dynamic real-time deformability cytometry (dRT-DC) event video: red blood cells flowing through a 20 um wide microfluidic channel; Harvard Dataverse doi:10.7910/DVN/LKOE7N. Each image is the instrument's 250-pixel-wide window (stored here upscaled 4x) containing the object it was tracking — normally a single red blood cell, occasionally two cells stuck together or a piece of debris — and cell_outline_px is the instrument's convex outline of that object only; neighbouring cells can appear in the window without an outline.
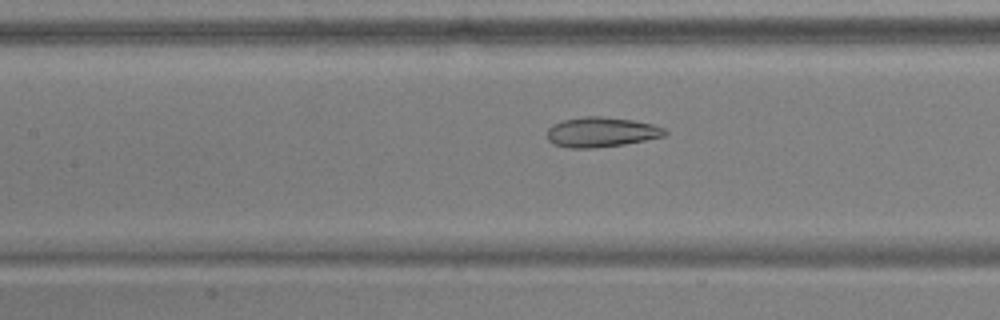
{"species": "common noctule bat (a hibernating species)", "species_latin": "Nyctalus noctula", "temperature_condition": "warm", "stored_images_in_passage": 53, "camera_frame_rate_fps": 3000, "um_per_image_px": 0.085, "animal": {"sex": "male", "body_mass_g": 17.9, "forearm_length_mm": 54.2}, "frame": {"image": 1, "passage_image": 24, "time_ms": 7.667, "image_size_px": [1000, 320], "cell_outline_px": [[668, 132], [664, 136], [624, 144], [592, 148], [568, 148], [552, 144], [548, 140], [548, 128], [552, 124], [564, 120], [584, 116], [600, 116], [632, 120], [652, 124], [664, 128]], "centroid_in_image_um": [51.08, 11.23], "position_along_channel_um": 156.3, "area_um2": 20.46}}
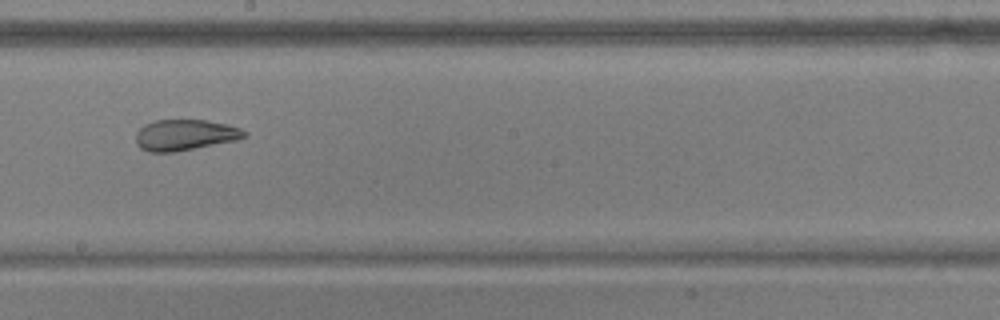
{"frame": {"image": 2, "passage_image": 30, "time_ms": 9.667, "image_size_px": [1000, 320], "cell_outline_px": [[248, 136], [236, 140], [176, 152], [148, 152], [140, 148], [136, 144], [136, 132], [144, 124], [156, 120], [208, 120], [228, 124], [240, 128], [248, 132]], "centroid_in_image_um": [15.73, 11.47], "position_along_channel_um": 232.5, "area_um2": 19.77}}
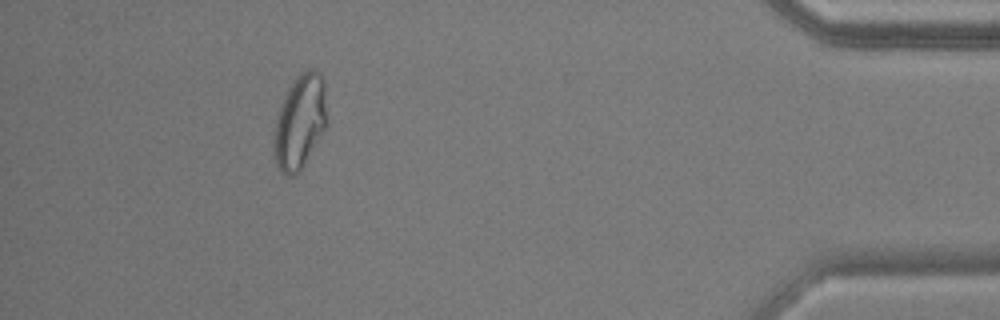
{"frame": {"image": 3, "passage_image": 48, "time_ms": 15.667, "image_size_px": [1000, 320], "cell_outline_px": [[328, 124], [324, 132], [300, 172], [292, 176], [288, 176], [280, 172], [276, 164], [272, 144], [276, 116], [280, 104], [292, 80], [300, 72], [308, 68], [312, 68], [320, 72], [324, 80]], "centroid_in_image_um": [25.49, 10.34], "position_along_channel_um": 409.7, "area_um2": 30.06}, "authors_computed_cell_mechanics": {"area_um2": 25.8366, "velocity_mm_per_s": 3.8251, "shape_relaxation_time_tau1_ms": null, "shape_relaxation_time_tau2_ms": 1.4585, "deformation_change_tau1": null, "deformation_change_tau2": 0.0837}}